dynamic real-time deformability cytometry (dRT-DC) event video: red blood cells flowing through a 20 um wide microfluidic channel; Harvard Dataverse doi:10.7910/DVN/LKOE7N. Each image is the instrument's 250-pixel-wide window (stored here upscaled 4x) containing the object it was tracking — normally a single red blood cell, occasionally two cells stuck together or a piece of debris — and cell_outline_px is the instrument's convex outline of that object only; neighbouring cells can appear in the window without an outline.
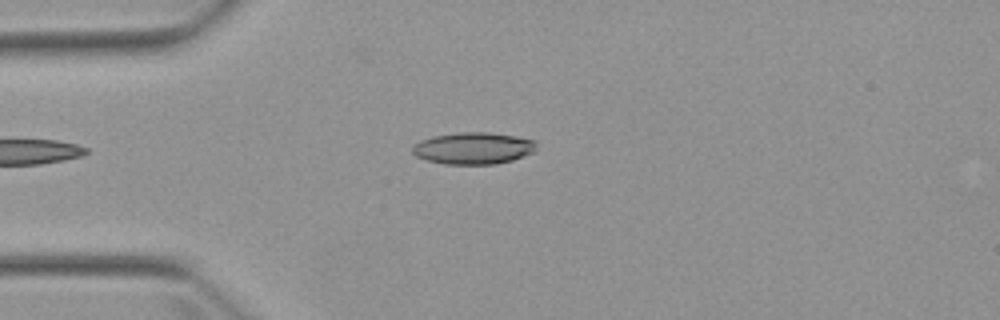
{"species": "Egyptian fruit bat (a non-hibernating species)", "species_latin": "Rousettus aegyptiacus", "temperature_condition": "warm", "stored_images_in_passage": 3, "camera_frame_rate_fps": 3000, "um_per_image_px": 0.085, "animal": {"sex": "female"}, "frame": {"image": 1, "passage_image": 3, "time_ms": 2.333, "image_size_px": [1000, 320], "cell_outline_px": [[536, 152], [512, 160], [496, 164], [444, 164], [428, 160], [416, 156], [412, 152], [412, 148], [420, 140], [436, 136], [460, 132], [488, 132], [536, 140]], "centroid_in_image_um": [40.27, 12.6], "position_along_channel_um": 44.7, "area_um2": 22.89}}